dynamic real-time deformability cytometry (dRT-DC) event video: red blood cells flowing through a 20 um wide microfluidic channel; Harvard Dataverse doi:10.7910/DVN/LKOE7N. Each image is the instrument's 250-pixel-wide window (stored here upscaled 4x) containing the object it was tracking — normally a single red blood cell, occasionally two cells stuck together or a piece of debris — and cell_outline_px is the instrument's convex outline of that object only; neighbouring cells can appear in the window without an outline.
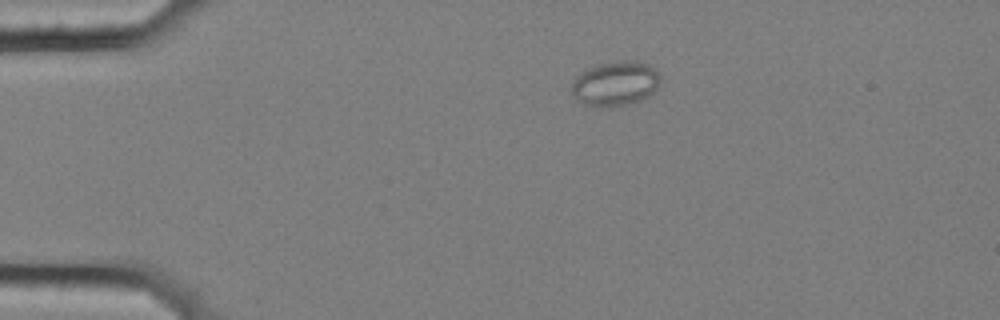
{"species": "common noctule bat (a hibernating species)", "species_latin": "Nyctalus noctula", "temperature_condition": "cold", "stored_images_in_passage": 48, "camera_frame_rate_fps": 3000, "um_per_image_px": 0.085, "animal": {"sex": "female", "body_mass_g": 25.1}, "frame": {"image": 1, "passage_image": 2, "time_ms": 0.333, "image_size_px": [1000, 320], "cell_outline_px": [[660, 80], [656, 88], [648, 96], [640, 100], [624, 104], [584, 104], [572, 96], [572, 84], [576, 76], [580, 72], [588, 68], [600, 64], [620, 60], [636, 60], [648, 64], [660, 76]], "centroid_in_image_um": [52.3, 7.05], "position_along_channel_um": 32.7, "area_um2": 22.37}}
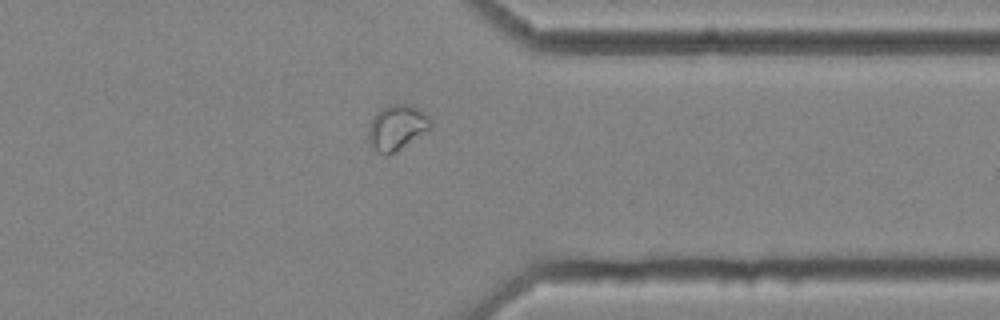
{"frame": {"image": 2, "passage_image": 36, "time_ms": 11.667, "image_size_px": [1000, 320], "cell_outline_px": [[432, 128], [396, 152], [388, 156], [384, 156], [376, 152], [368, 140], [368, 132], [372, 120], [376, 112], [380, 108], [388, 104], [412, 104], [420, 108], [432, 120]], "centroid_in_image_um": [33.75, 10.83], "position_along_channel_um": 377.6, "area_um2": 16.82}}
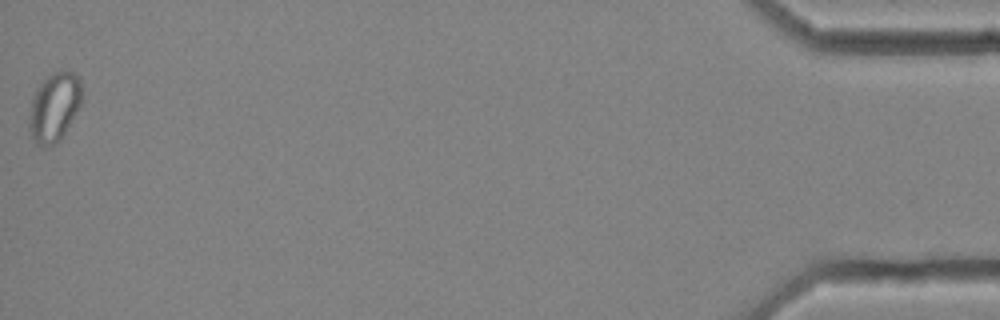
{"frame": {"image": 3, "passage_image": 48, "time_ms": 15.667, "image_size_px": [1000, 320], "cell_outline_px": [[80, 104], [64, 136], [60, 140], [52, 144], [36, 144], [28, 132], [28, 124], [32, 100], [36, 88], [44, 76], [60, 68], [76, 72], [80, 76]], "centroid_in_image_um": [4.6, 9.03], "position_along_channel_um": 430.6, "area_um2": 21.44}, "authors_computed_cell_mechanics": {"area_um2": 15.8372, "velocity_mm_per_s": 3.5226, "shape_relaxation_time_tau1_ms": null, "shape_relaxation_time_tau2_ms": 2.4755, "deformation_change_tau1": null, "deformation_change_tau2": 0.0347}}